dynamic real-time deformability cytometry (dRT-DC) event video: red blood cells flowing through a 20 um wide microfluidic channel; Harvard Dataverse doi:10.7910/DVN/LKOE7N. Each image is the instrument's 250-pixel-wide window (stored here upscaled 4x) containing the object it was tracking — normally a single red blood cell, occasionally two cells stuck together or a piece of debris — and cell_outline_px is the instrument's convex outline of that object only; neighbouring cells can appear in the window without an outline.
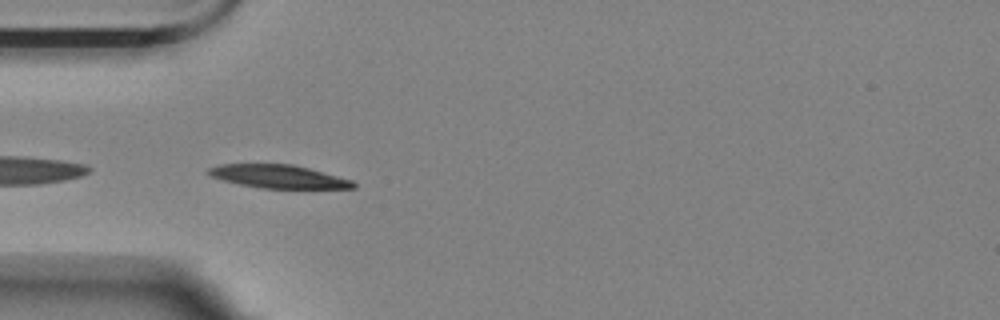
{"species": "Egyptian fruit bat (a non-hibernating species)", "species_latin": "Rousettus aegyptiacus", "temperature_condition": "room temperature", "stored_images_in_passage": 14, "camera_frame_rate_fps": 3000, "um_per_image_px": 0.085, "animal": {"sex": "female"}, "frame": {"image": 1, "passage_image": 1, "time_ms": 0.0, "image_size_px": [1000, 320], "cell_outline_px": [[356, 188], [260, 188], [240, 184], [208, 176], [204, 172], [208, 168], [220, 164], [292, 164], [308, 168], [352, 180], [356, 184]], "centroid_in_image_um": [23.61, 15.0], "position_along_channel_um": 61.4, "area_um2": 19.54}}
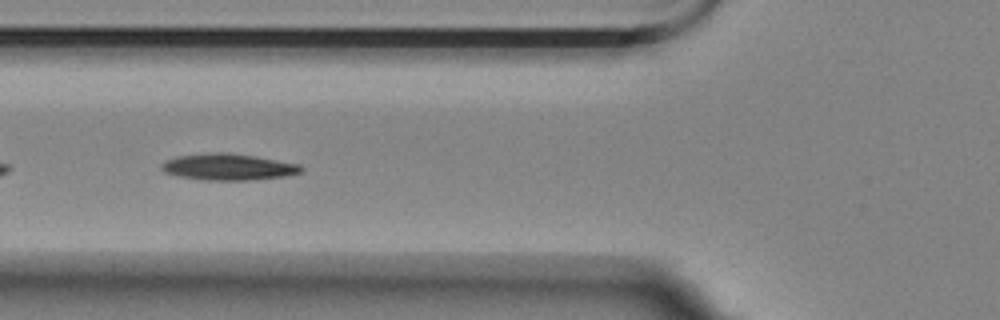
{"frame": {"image": 2, "passage_image": 5, "time_ms": 1.333, "image_size_px": [1000, 320], "cell_outline_px": [[304, 168], [300, 172], [284, 176], [248, 180], [208, 180], [180, 176], [164, 172], [160, 168], [160, 164], [164, 160], [176, 156], [208, 152], [228, 152], [256, 156], [300, 164]], "centroid_in_image_um": [19.36, 14.17], "position_along_channel_um": 106.4, "area_um2": 21.62}}